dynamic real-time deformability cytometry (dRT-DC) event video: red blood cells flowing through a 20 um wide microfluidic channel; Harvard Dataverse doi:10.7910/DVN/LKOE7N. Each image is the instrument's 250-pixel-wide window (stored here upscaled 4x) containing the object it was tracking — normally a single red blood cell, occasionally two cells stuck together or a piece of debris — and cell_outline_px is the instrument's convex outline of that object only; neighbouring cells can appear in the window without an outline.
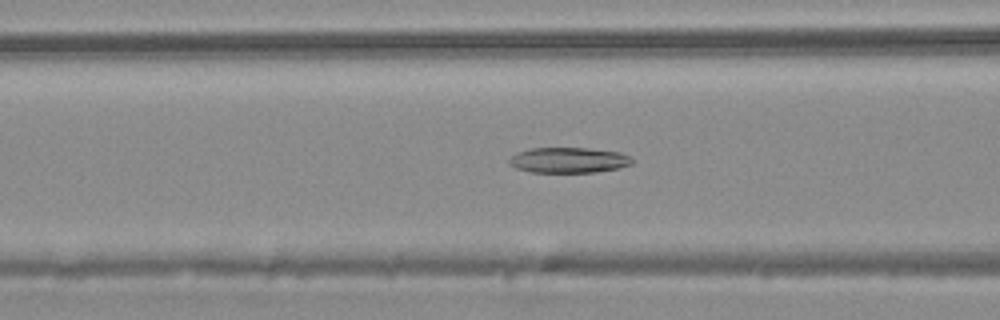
{"species": "common noctule bat (a hibernating species)", "species_latin": "Nyctalus noctula", "temperature_condition": "warm", "stored_images_in_passage": 26, "camera_frame_rate_fps": 3000, "um_per_image_px": 0.085, "animal": {"sex": "male", "body_mass_g": 20.4}, "frame": {"image": 1, "passage_image": 10, "time_ms": 3.0, "image_size_px": [1000, 320], "cell_outline_px": [[632, 164], [616, 168], [596, 172], [532, 172], [516, 168], [508, 164], [508, 160], [516, 152], [528, 148], [588, 148], [620, 152], [632, 156]], "centroid_in_image_um": [48.31, 13.6], "position_along_channel_um": 118.3, "area_um2": 18.32}}
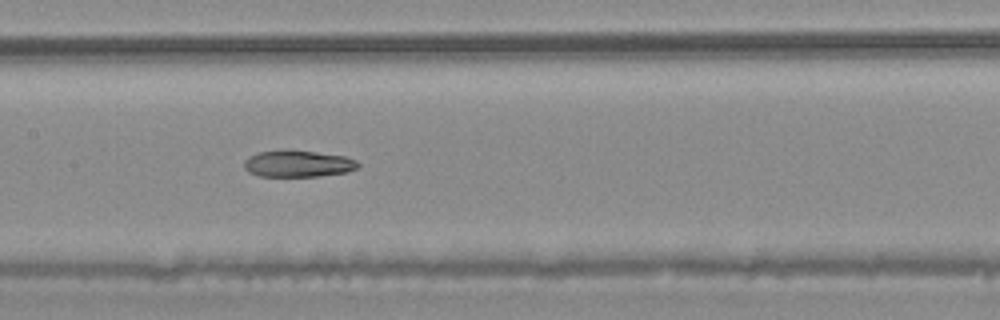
{"frame": {"image": 2, "passage_image": 14, "time_ms": 4.333, "image_size_px": [1000, 320], "cell_outline_px": [[360, 168], [348, 172], [320, 176], [260, 176], [248, 172], [244, 168], [244, 160], [248, 156], [260, 152], [316, 152], [344, 156], [356, 160], [360, 164]], "centroid_in_image_um": [25.37, 13.95], "position_along_channel_um": 182.0, "area_um2": 17.28}}
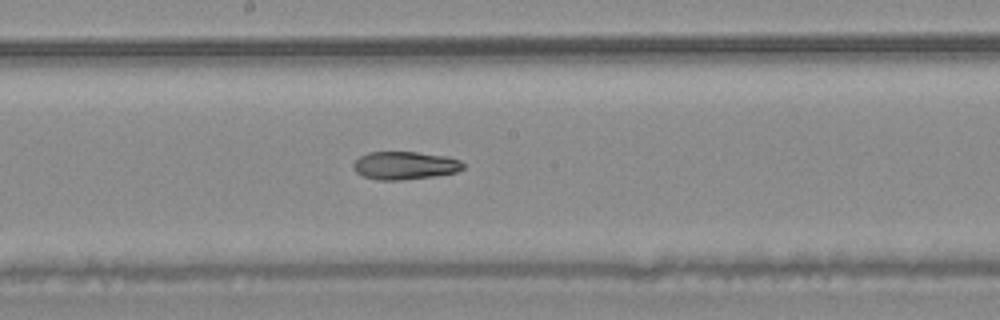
{"frame": {"image": 3, "passage_image": 16, "time_ms": 5.0, "image_size_px": [1000, 320], "cell_outline_px": [[464, 168], [456, 172], [436, 176], [404, 180], [380, 180], [364, 176], [356, 172], [352, 168], [352, 164], [360, 156], [368, 152], [416, 152], [448, 156], [460, 160], [464, 164]], "centroid_in_image_um": [34.42, 14.06], "position_along_channel_um": 213.8, "area_um2": 18.03}}